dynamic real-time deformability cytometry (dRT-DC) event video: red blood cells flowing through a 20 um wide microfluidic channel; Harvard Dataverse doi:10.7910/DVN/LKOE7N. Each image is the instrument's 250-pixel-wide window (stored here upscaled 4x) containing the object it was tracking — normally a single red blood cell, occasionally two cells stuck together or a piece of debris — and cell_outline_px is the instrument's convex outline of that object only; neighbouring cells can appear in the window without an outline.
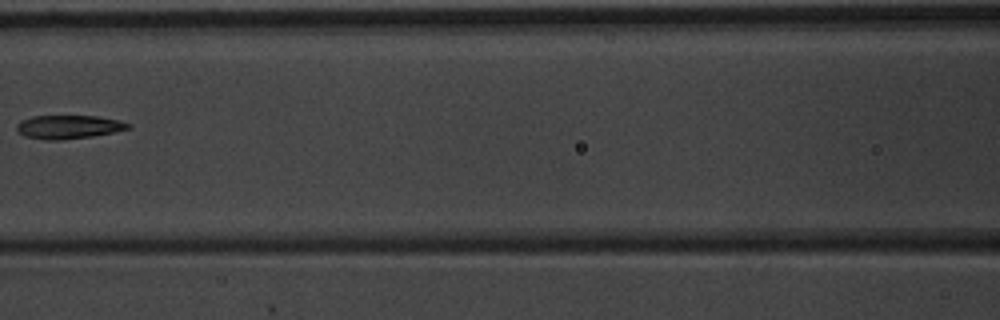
{"species": "common noctule bat (a hibernating species)", "species_latin": "Nyctalus noctula", "temperature_condition": "warm", "stored_images_in_passage": 5, "camera_frame_rate_fps": 3000, "um_per_image_px": 0.085, "animal": {"sex": "male", "body_mass_g": 20.1, "forearm_length_mm": 53.5}, "frame": {"image": 1, "passage_image": 4, "time_ms": 1.0, "image_size_px": [1000, 320], "cell_outline_px": [[132, 128], [116, 132], [92, 136], [60, 140], [44, 140], [24, 136], [16, 128], [16, 124], [20, 120], [32, 116], [96, 116], [120, 120], [132, 124]], "centroid_in_image_um": [5.86, 10.79], "position_along_channel_um": 160.7, "area_um2": 15.49}}
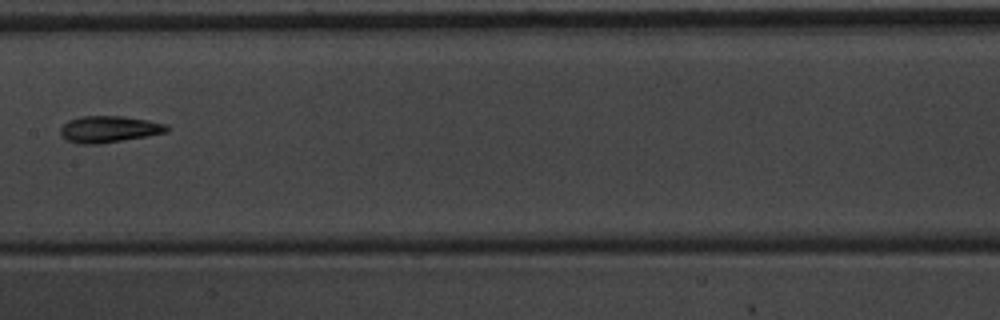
{"frame": {"image": 2, "passage_image": 5, "time_ms": 1.333, "image_size_px": [1000, 320], "cell_outline_px": [[168, 132], [148, 136], [100, 144], [80, 144], [68, 140], [60, 136], [60, 128], [68, 120], [80, 116], [124, 116], [148, 120], [164, 124], [168, 128]], "centroid_in_image_um": [9.24, 10.98], "position_along_channel_um": 198.2, "area_um2": 16.53}}